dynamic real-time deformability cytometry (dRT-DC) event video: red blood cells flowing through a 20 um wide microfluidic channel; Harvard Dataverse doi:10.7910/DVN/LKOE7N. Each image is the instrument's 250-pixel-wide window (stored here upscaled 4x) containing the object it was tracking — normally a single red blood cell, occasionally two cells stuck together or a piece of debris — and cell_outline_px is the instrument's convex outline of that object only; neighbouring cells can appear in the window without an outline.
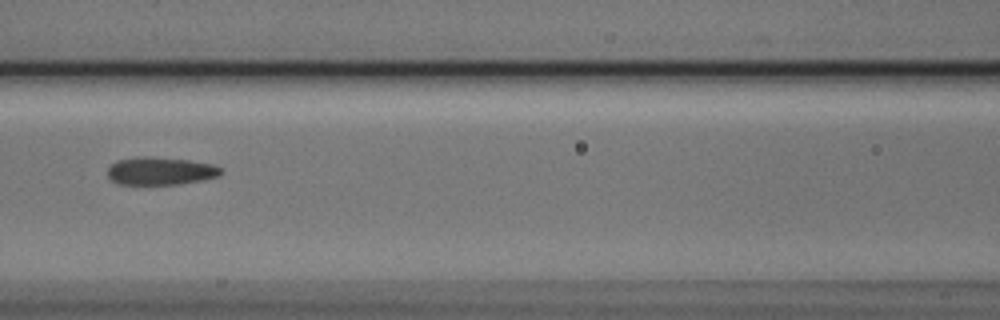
{"species": "Egyptian fruit bat (a non-hibernating species)", "species_latin": "Rousettus aegyptiacus", "temperature_condition": "cold", "stored_images_in_passage": 4, "camera_frame_rate_fps": 3000, "um_per_image_px": 0.085, "animal": {"sex": "male"}, "frame": {"image": 1, "passage_image": 4, "time_ms": 1.0, "image_size_px": [1000, 320], "cell_outline_px": [[224, 172], [220, 176], [204, 180], [180, 184], [120, 184], [112, 180], [108, 176], [108, 168], [116, 160], [144, 156], [188, 160], [216, 164]], "centroid_in_image_um": [13.7, 14.53], "position_along_channel_um": 152.9, "area_um2": 18.44}}